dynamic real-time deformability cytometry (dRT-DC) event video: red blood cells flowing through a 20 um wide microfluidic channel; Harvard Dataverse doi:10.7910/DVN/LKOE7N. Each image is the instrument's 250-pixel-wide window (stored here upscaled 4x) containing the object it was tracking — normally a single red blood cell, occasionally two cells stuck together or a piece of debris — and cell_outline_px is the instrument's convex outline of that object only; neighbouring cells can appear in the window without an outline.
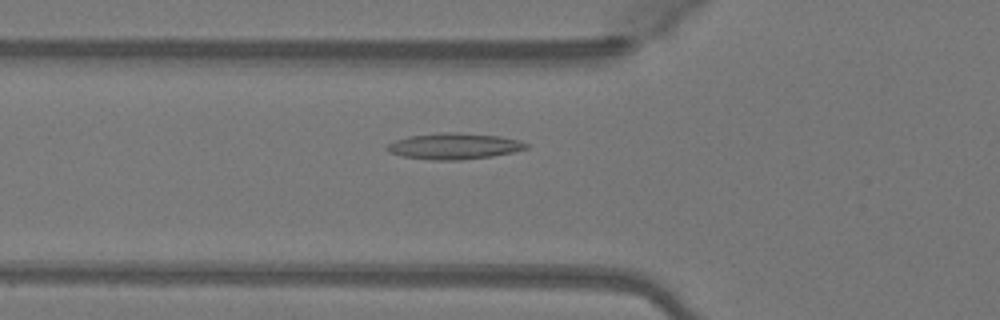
{"species": "Egyptian fruit bat (a non-hibernating species)", "species_latin": "Rousettus aegyptiacus", "temperature_condition": "warm", "stored_images_in_passage": 35, "camera_frame_rate_fps": 3000, "um_per_image_px": 0.085, "animal": {"sex": "female"}, "frame": {"image": 1, "passage_image": 18, "time_ms": 5.667, "image_size_px": [1000, 320], "cell_outline_px": [[528, 148], [512, 152], [492, 156], [460, 160], [432, 160], [404, 156], [388, 152], [384, 148], [388, 144], [396, 140], [408, 136], [444, 132], [456, 132], [500, 136], [520, 140], [528, 144]], "centroid_in_image_um": [38.6, 12.42], "position_along_channel_um": 87.2, "area_um2": 21.15}}
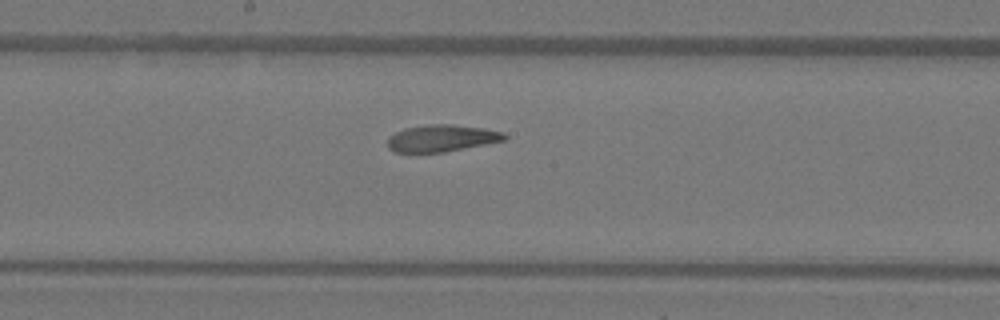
{"frame": {"image": 2, "passage_image": 27, "time_ms": 8.667, "image_size_px": [1000, 320], "cell_outline_px": [[508, 136], [504, 140], [444, 152], [396, 152], [388, 148], [388, 136], [404, 128], [428, 124], [452, 124], [484, 128], [504, 132]], "centroid_in_image_um": [37.53, 11.73], "position_along_channel_um": 210.7, "area_um2": 18.26}}
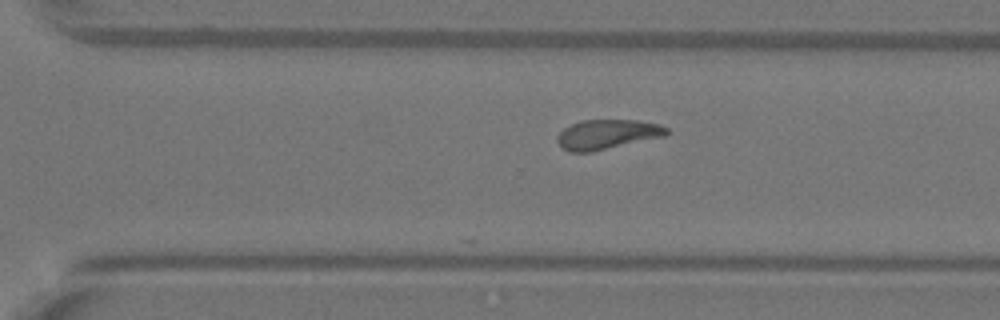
{"frame": {"image": 3, "passage_image": 35, "time_ms": 11.333, "image_size_px": [1000, 320], "cell_outline_px": [[668, 132], [664, 136], [592, 152], [568, 152], [556, 140], [556, 136], [564, 128], [580, 120], [636, 120], [660, 124], [668, 128]], "centroid_in_image_um": [51.6, 11.42], "position_along_channel_um": 319.0, "area_um2": 18.84}}